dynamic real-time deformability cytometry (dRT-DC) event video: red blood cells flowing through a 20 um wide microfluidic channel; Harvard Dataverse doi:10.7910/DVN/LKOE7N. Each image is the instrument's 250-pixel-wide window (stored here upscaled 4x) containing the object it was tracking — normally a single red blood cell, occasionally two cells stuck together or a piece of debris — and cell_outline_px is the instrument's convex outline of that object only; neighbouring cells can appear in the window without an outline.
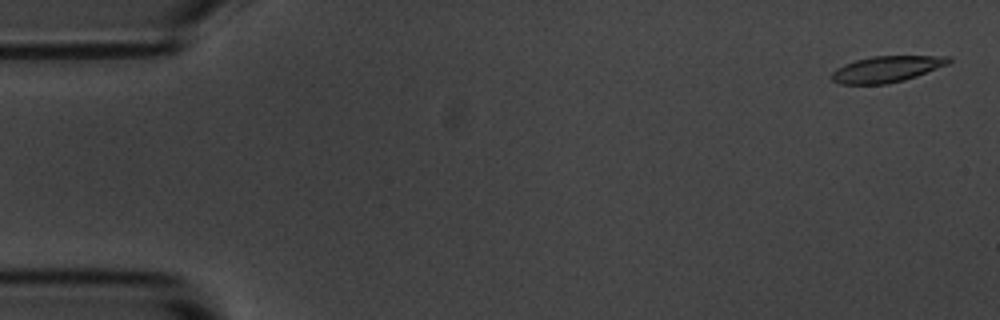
{"species": "common noctule bat (a hibernating species)", "species_latin": "Nyctalus noctula", "temperature_condition": "room temperature", "stored_images_in_passage": 55, "camera_frame_rate_fps": 3000, "um_per_image_px": 0.085, "animal": {"sex": "male", "body_mass_g": 20.1, "forearm_length_mm": 53.5}, "frame": {"image": 1, "passage_image": 2, "time_ms": 0.333, "image_size_px": [1000, 320], "cell_outline_px": [[952, 60], [948, 64], [916, 76], [904, 80], [888, 84], [840, 84], [832, 80], [832, 72], [836, 68], [844, 64], [856, 60], [872, 56], [952, 56]], "centroid_in_image_um": [75.36, 5.87], "position_along_channel_um": 9.6, "area_um2": 17.8}}
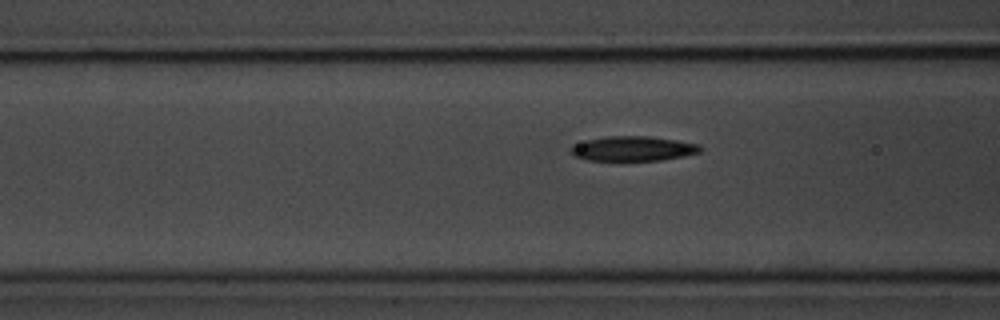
{"frame": {"image": 2, "passage_image": 21, "time_ms": 6.667, "image_size_px": [1000, 320], "cell_outline_px": [[700, 152], [684, 156], [660, 160], [588, 160], [576, 156], [568, 148], [588, 140], [608, 136], [648, 136], [676, 140], [700, 144]], "centroid_in_image_um": [53.84, 12.63], "position_along_channel_um": 112.8, "area_um2": 18.32}}
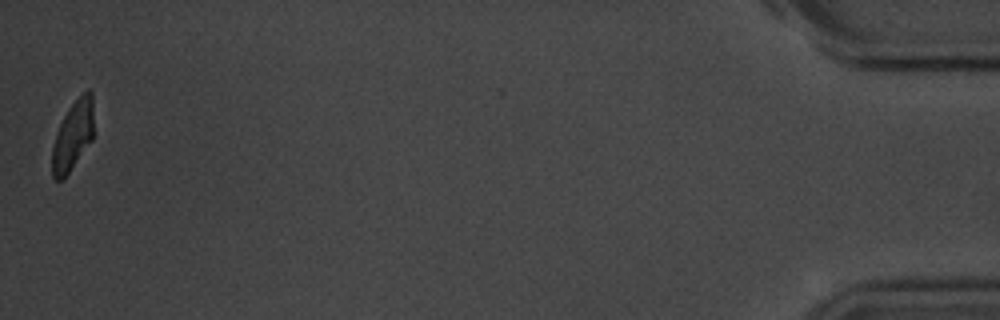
{"frame": {"image": 3, "passage_image": 55, "time_ms": 18.0, "image_size_px": [1000, 320], "cell_outline_px": [[92, 140], [68, 172], [60, 180], [56, 180], [52, 176], [52, 148], [60, 124], [68, 108], [88, 88], [92, 92]], "centroid_in_image_um": [6.18, 11.51], "position_along_channel_um": 429.0, "area_um2": 16.24}, "authors_computed_cell_mechanics": {"area_um2": 18.7272, "velocity_mm_per_s": 3.6181, "shape_relaxation_time_tau1_ms": 2.9124, "shape_relaxation_time_tau2_ms": 2.545, "deformation_change_tau1": 0.1365, "deformation_change_tau2": 0.0764}}